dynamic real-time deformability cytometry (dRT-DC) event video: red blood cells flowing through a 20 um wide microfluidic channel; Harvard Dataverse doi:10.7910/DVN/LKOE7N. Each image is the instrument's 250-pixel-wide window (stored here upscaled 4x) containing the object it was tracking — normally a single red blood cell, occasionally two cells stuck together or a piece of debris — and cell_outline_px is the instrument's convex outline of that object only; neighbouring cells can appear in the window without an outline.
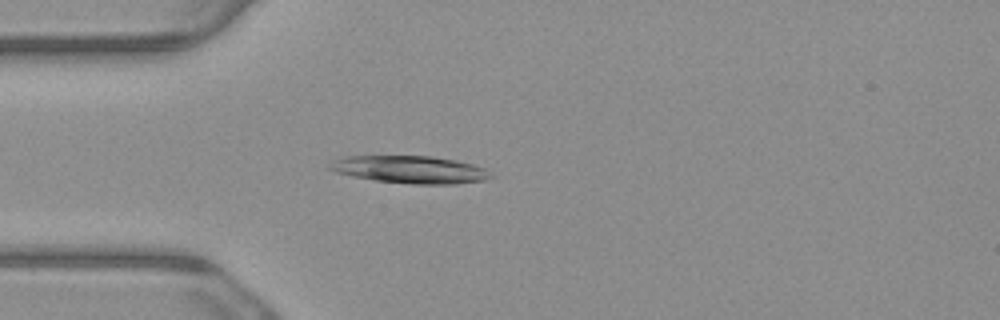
{"species": "common noctule bat (a hibernating species)", "species_latin": "Nyctalus noctula", "temperature_condition": "warm", "stored_images_in_passage": 3, "camera_frame_rate_fps": 3000, "um_per_image_px": 0.085, "animal": {"sex": "male", "body_mass_g": 23.1, "forearm_length_mm": 52.7}, "frame": {"image": 1, "passage_image": 3, "time_ms": 0.667, "image_size_px": [1000, 320], "cell_outline_px": [[496, 176], [484, 180], [456, 184], [416, 184], [376, 180], [352, 176], [336, 172], [328, 168], [328, 164], [332, 160], [340, 156], [432, 156], [456, 160], [488, 168]], "centroid_in_image_um": [34.9, 14.4], "position_along_channel_um": 50.1, "area_um2": 26.07}}